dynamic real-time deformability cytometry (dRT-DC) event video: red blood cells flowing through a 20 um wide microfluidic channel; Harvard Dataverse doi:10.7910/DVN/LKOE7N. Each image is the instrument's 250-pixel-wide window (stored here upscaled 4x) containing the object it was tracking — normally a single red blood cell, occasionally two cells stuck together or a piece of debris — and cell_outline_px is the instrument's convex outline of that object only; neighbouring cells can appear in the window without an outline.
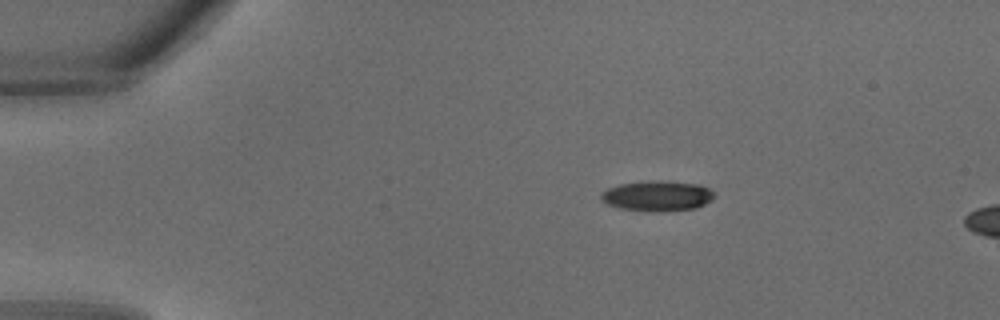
{"species": "common noctule bat (a hibernating species)", "species_latin": "Nyctalus noctula", "temperature_condition": "warm", "stored_images_in_passage": 5, "camera_frame_rate_fps": 3000, "um_per_image_px": 0.085, "animal": {"sex": "male", "body_mass_g": 18.8}, "frame": {"image": 1, "passage_image": 1, "time_ms": 0.0, "image_size_px": [1000, 320], "cell_outline_px": [[716, 196], [712, 200], [696, 208], [656, 212], [620, 208], [608, 204], [600, 200], [600, 192], [608, 188], [620, 184], [648, 180], [656, 180], [700, 184], [716, 192]], "centroid_in_image_um": [55.88, 16.64], "position_along_channel_um": 29.1, "area_um2": 20.23}}